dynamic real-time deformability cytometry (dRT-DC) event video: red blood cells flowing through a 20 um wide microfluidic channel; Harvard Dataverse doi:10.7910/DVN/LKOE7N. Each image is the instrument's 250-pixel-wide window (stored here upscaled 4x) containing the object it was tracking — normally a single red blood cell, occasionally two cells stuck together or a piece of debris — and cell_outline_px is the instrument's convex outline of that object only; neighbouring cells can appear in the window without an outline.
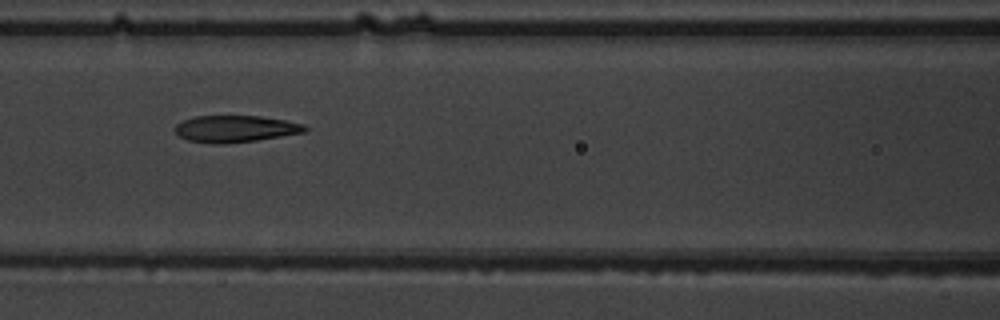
{"species": "common noctule bat (a hibernating species)", "species_latin": "Nyctalus noctula", "temperature_condition": "warm", "stored_images_in_passage": 6, "camera_frame_rate_fps": 3000, "um_per_image_px": 0.085, "animal": {"sex": "male", "body_mass_g": 19.5, "forearm_length_mm": 54.6}, "frame": {"image": 1, "passage_image": 4, "time_ms": 3.333, "image_size_px": [1000, 320], "cell_outline_px": [[308, 128], [304, 132], [256, 140], [220, 144], [212, 144], [188, 140], [180, 136], [172, 128], [176, 124], [184, 120], [196, 116], [260, 116], [284, 120], [304, 124]], "centroid_in_image_um": [19.97, 10.95], "position_along_channel_um": 146.6, "area_um2": 20.11}}
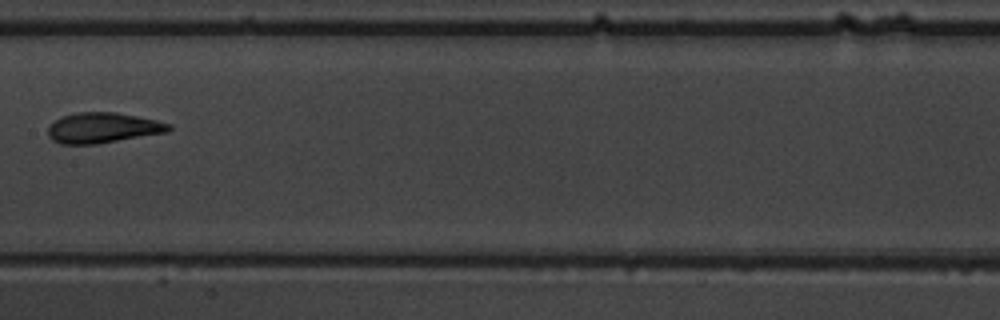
{"frame": {"image": 2, "passage_image": 5, "time_ms": 4.667, "image_size_px": [1000, 320], "cell_outline_px": [[172, 128], [168, 132], [96, 144], [60, 144], [52, 140], [48, 136], [48, 128], [56, 120], [64, 116], [76, 112], [116, 112], [156, 120], [172, 124]], "centroid_in_image_um": [8.76, 10.87], "position_along_channel_um": 198.6, "area_um2": 21.33}}
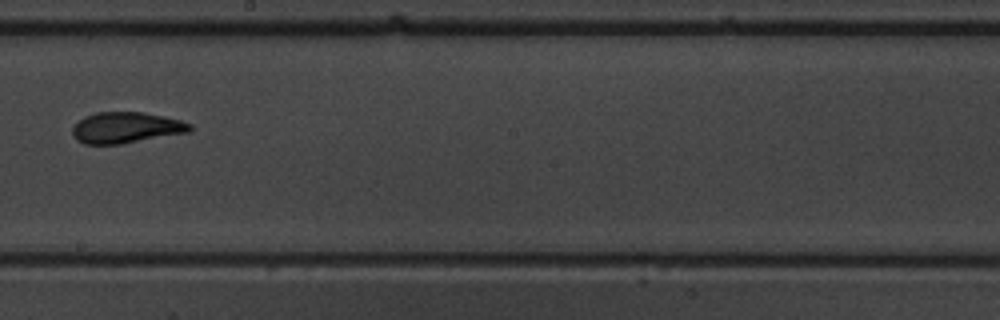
{"frame": {"image": 3, "passage_image": 6, "time_ms": 5.667, "image_size_px": [1000, 320], "cell_outline_px": [[192, 132], [120, 144], [84, 144], [76, 140], [72, 132], [72, 128], [84, 116], [96, 112], [144, 112], [164, 116], [180, 120], [192, 124]], "centroid_in_image_um": [10.74, 10.85], "position_along_channel_um": 237.5, "area_um2": 21.39}}